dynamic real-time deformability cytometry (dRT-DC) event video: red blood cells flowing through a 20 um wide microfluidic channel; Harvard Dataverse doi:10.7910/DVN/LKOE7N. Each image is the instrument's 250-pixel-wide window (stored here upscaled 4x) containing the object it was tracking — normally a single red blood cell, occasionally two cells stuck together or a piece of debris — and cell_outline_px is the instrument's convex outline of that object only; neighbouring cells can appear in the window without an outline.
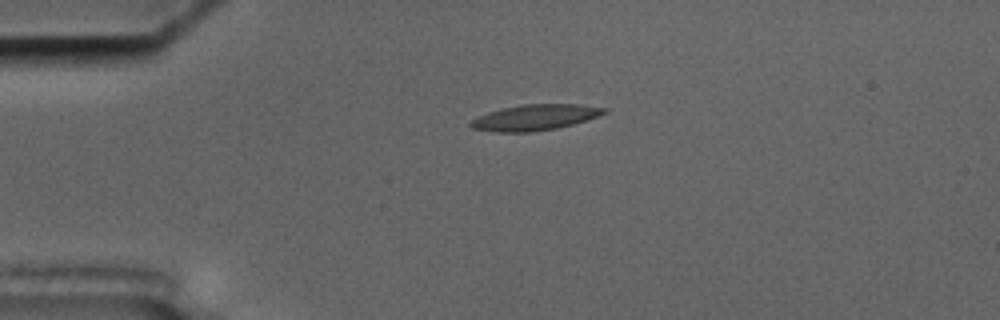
{"species": "common noctule bat (a hibernating species)", "species_latin": "Nyctalus noctula", "temperature_condition": "cold", "stored_images_in_passage": 6, "camera_frame_rate_fps": 3000, "um_per_image_px": 0.085, "animal": {"sex": "male", "body_mass_g": 17.5, "forearm_length_mm": 52.3}, "frame": {"image": 1, "passage_image": 4, "time_ms": 3.667, "image_size_px": [1000, 320], "cell_outline_px": [[608, 112], [572, 124], [556, 128], [532, 132], [492, 132], [472, 128], [468, 124], [476, 116], [488, 112], [520, 104], [580, 104], [608, 108]], "centroid_in_image_um": [45.43, 9.98], "position_along_channel_um": 39.6, "area_um2": 20.06}}